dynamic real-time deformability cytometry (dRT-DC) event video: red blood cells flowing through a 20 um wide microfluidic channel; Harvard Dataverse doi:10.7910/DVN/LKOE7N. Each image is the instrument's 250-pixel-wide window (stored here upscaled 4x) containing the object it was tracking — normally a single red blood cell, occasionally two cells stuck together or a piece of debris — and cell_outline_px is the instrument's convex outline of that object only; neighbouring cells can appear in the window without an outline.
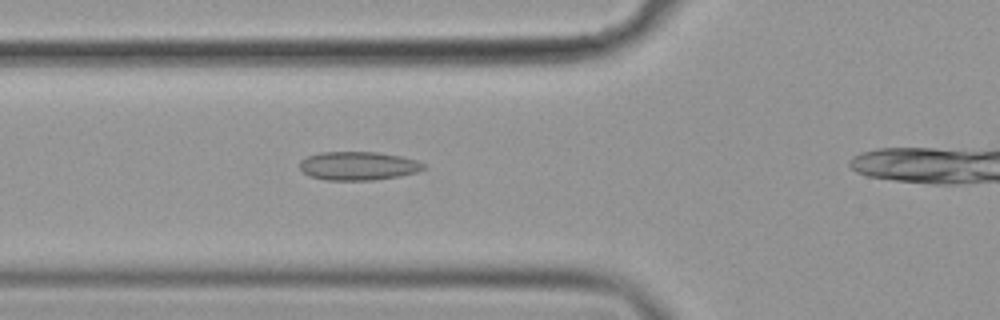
{"species": "common noctule bat (a hibernating species)", "species_latin": "Nyctalus noctula", "temperature_condition": "cold", "stored_images_in_passage": 35, "camera_frame_rate_fps": 3000, "um_per_image_px": 0.085, "animal": {"sex": "female", "body_mass_g": 19.9}, "frame": {"image": 1, "passage_image": 7, "time_ms": 2.0, "image_size_px": [1000, 320], "cell_outline_px": [[424, 168], [416, 172], [400, 176], [372, 180], [324, 180], [308, 176], [300, 168], [300, 160], [308, 156], [320, 152], [376, 152], [400, 156], [416, 160], [424, 164]], "centroid_in_image_um": [30.41, 14.1], "position_along_channel_um": 95.4, "area_um2": 20.58}}
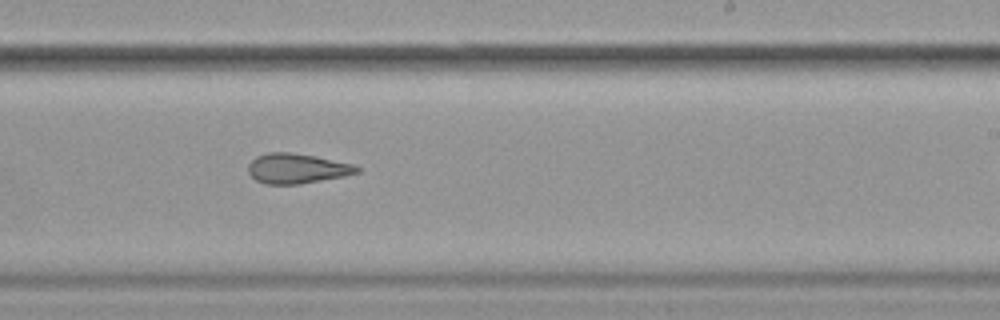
{"frame": {"image": 2, "passage_image": 21, "time_ms": 6.667, "image_size_px": [1000, 320], "cell_outline_px": [[360, 172], [344, 176], [300, 184], [264, 184], [256, 180], [248, 172], [248, 164], [256, 156], [268, 152], [288, 152], [316, 156], [352, 164], [360, 168]], "centroid_in_image_um": [25.22, 14.32], "position_along_channel_um": 263.8, "area_um2": 18.96}}
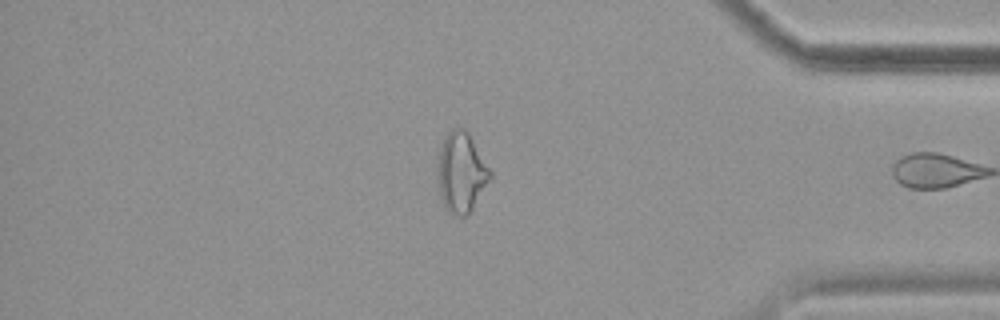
{"frame": {"image": 3, "passage_image": 34, "time_ms": 11.0, "image_size_px": [1000, 320], "cell_outline_px": [[492, 176], [468, 216], [460, 216], [448, 212], [444, 208], [440, 196], [440, 148], [448, 132], [452, 128], [464, 128], [468, 132], [492, 172]], "centroid_in_image_um": [39.25, 14.68], "position_along_channel_um": 396.0, "area_um2": 23.87}}